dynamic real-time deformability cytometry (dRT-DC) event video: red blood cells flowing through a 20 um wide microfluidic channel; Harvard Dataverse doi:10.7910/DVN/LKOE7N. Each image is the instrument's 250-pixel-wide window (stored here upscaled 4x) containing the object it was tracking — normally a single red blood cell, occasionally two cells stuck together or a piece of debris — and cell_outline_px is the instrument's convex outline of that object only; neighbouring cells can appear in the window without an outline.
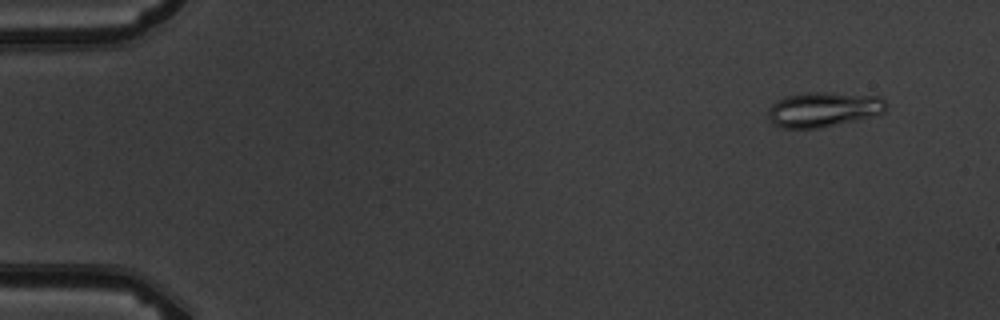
{"species": "common noctule bat (a hibernating species)", "species_latin": "Nyctalus noctula", "temperature_condition": "warm", "stored_images_in_passage": 10, "camera_frame_rate_fps": 3000, "um_per_image_px": 0.085, "animal": {"sex": "male", "body_mass_g": 19.5, "forearm_length_mm": 54.6}, "frame": {"image": 1, "passage_image": 2, "time_ms": 1.333, "image_size_px": [1000, 320], "cell_outline_px": [[888, 104], [884, 112], [820, 128], [780, 128], [772, 124], [768, 116], [768, 108], [776, 100], [784, 96], [808, 92], [832, 92], [880, 96]], "centroid_in_image_um": [69.94, 9.28], "position_along_channel_um": 15.1, "area_um2": 24.04}}
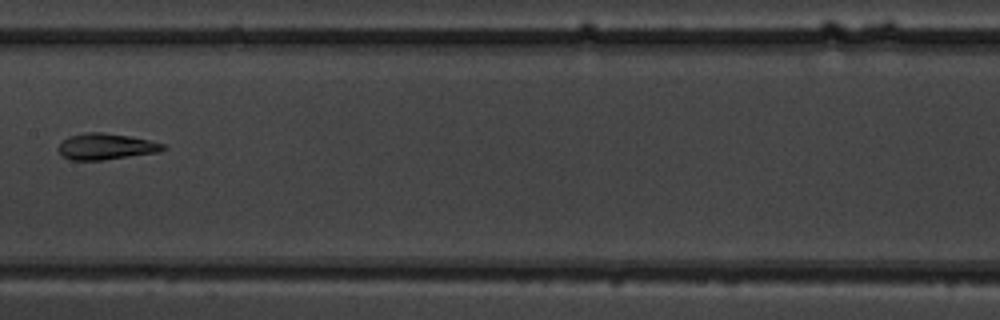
{"frame": {"image": 2, "passage_image": 9, "time_ms": 9.333, "image_size_px": [1000, 320], "cell_outline_px": [[168, 148], [160, 152], [104, 160], [68, 160], [60, 156], [56, 148], [68, 136], [84, 132], [100, 132], [128, 136], [148, 140], [164, 144]], "centroid_in_image_um": [8.97, 12.47], "position_along_channel_um": 198.4, "area_um2": 16.18}}
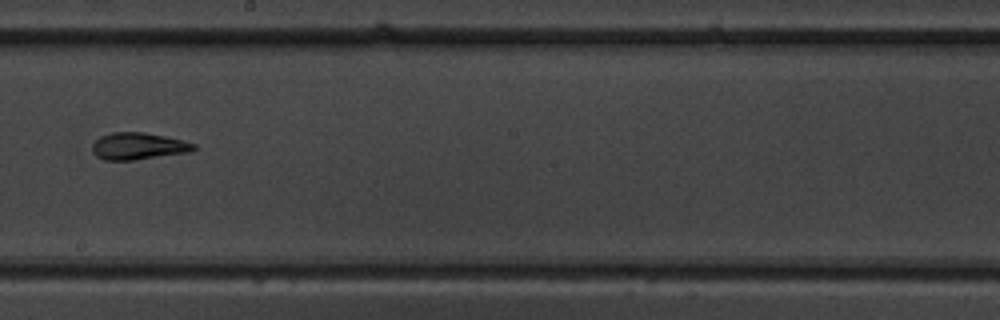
{"frame": {"image": 3, "passage_image": 10, "time_ms": 10.333, "image_size_px": [1000, 320], "cell_outline_px": [[196, 148], [192, 152], [132, 160], [104, 160], [96, 156], [92, 152], [92, 144], [100, 136], [112, 132], [144, 132], [164, 136], [196, 144]], "centroid_in_image_um": [11.73, 12.42], "position_along_channel_um": 236.5, "area_um2": 15.95}}